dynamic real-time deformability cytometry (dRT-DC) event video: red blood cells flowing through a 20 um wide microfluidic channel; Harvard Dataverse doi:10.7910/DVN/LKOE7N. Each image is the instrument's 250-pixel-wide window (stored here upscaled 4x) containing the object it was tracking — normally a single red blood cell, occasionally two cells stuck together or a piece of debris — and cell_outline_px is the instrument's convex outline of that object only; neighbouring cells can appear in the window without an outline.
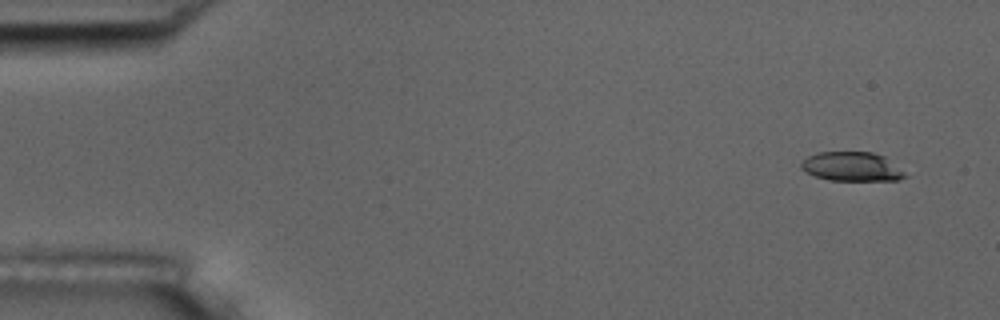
{"species": "common noctule bat (a hibernating species)", "species_latin": "Nyctalus noctula", "temperature_condition": "room temperature", "stored_images_in_passage": 4, "camera_frame_rate_fps": 3000, "um_per_image_px": 0.085, "animal": {"sex": "male", "body_mass_g": 17.5, "forearm_length_mm": 52.3}, "frame": {"image": 1, "passage_image": 1, "time_ms": 0.0, "image_size_px": [1000, 320], "cell_outline_px": [[908, 176], [900, 180], [832, 180], [816, 176], [800, 168], [800, 164], [808, 156], [816, 152], [872, 152], [884, 156], [904, 172]], "centroid_in_image_um": [72.41, 14.15], "position_along_channel_um": 12.6, "area_um2": 17.46}}
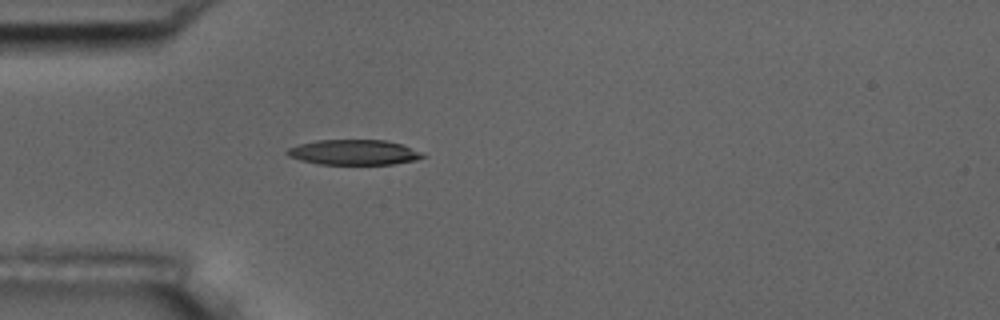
{"frame": {"image": 2, "passage_image": 4, "time_ms": 4.333, "image_size_px": [1000, 320], "cell_outline_px": [[428, 156], [416, 160], [392, 164], [320, 164], [300, 160], [288, 156], [284, 152], [288, 148], [300, 144], [316, 140], [384, 140], [400, 144], [420, 152]], "centroid_in_image_um": [30.05, 12.95], "position_along_channel_um": 55.0, "area_um2": 19.77}}